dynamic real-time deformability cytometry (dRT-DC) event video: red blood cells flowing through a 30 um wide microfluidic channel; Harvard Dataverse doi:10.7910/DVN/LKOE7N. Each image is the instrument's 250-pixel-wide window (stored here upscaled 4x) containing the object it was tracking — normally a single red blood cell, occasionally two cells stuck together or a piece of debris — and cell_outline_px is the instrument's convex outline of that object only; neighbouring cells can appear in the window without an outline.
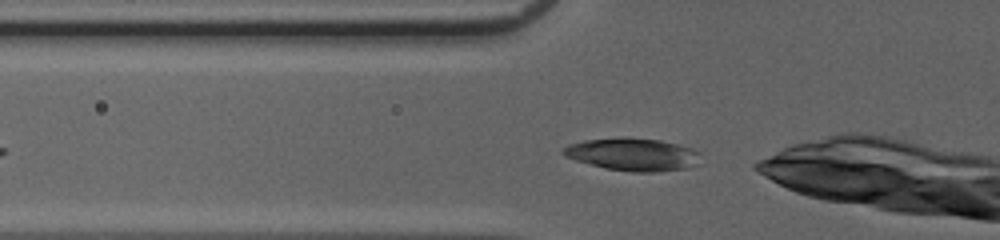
{"species": "common noctule bat (a hibernating species)", "species_latin": "Nyctalus noctula", "temperature_condition": "cold", "stored_images_in_passage": 21, "camera_frame_rate_fps": 3000, "um_per_image_px": 0.085, "animal": {"sex": "female", "body_mass_g": 20.0, "forearm_length_mm": 54.0}, "frame": {"image": 1, "passage_image": 2, "time_ms": 0.333, "image_size_px": [1000, 240], "cell_outline_px": [[700, 152], [696, 164], [684, 168], [656, 172], [632, 172], [608, 168], [576, 160], [564, 156], [560, 152], [568, 144], [584, 140], [620, 136], [628, 136], [660, 140], [692, 148]], "centroid_in_image_um": [53.75, 13.09], "position_along_channel_um": 72.1, "area_um2": 26.13}}
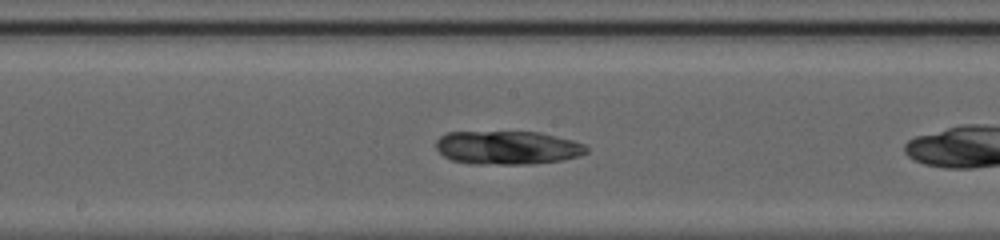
{"frame": {"image": 2, "passage_image": 12, "time_ms": 3.667, "image_size_px": [1000, 240], "cell_outline_px": [[588, 152], [576, 156], [560, 160], [528, 164], [472, 164], [452, 160], [444, 156], [436, 148], [436, 140], [440, 136], [448, 132], [540, 132], [572, 140], [584, 144], [588, 148]], "centroid_in_image_um": [43.11, 12.55], "position_along_channel_um": 205.1, "area_um2": 29.3}}
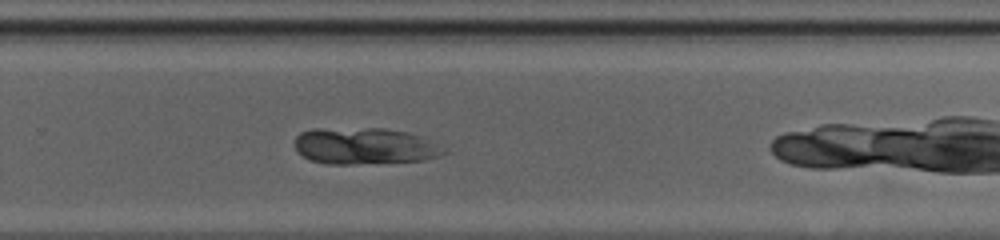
{"frame": {"image": 3, "passage_image": 19, "time_ms": 6.0, "image_size_px": [1000, 240], "cell_outline_px": [[452, 152], [424, 160], [352, 164], [328, 164], [312, 160], [304, 156], [296, 148], [296, 136], [300, 132], [312, 128], [384, 128], [408, 132]], "centroid_in_image_um": [30.97, 12.41], "position_along_channel_um": 298.8, "area_um2": 31.5}}